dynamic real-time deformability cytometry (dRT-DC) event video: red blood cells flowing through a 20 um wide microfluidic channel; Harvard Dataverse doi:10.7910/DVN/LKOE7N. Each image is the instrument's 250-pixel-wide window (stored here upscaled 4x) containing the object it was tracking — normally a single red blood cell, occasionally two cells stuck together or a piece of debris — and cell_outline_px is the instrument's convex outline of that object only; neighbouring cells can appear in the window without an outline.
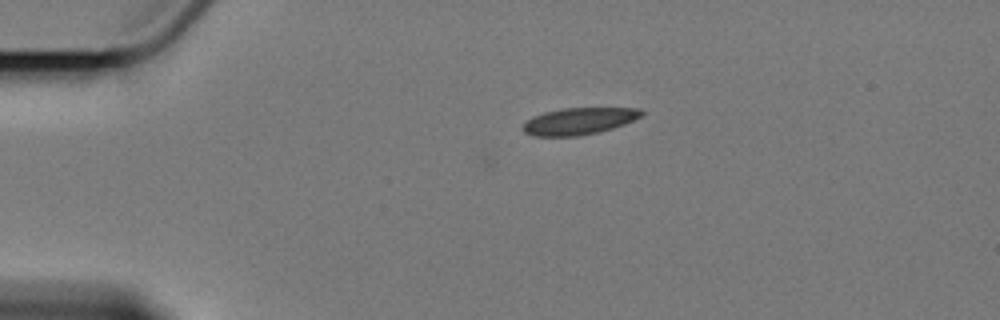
{"species": "Egyptian fruit bat (a non-hibernating species)", "species_latin": "Rousettus aegyptiacus", "temperature_condition": "cold", "stored_images_in_passage": 4, "camera_frame_rate_fps": 3000, "um_per_image_px": 0.085, "animal": {"sex": "female"}, "frame": {"image": 1, "passage_image": 3, "time_ms": 3.0, "image_size_px": [1000, 320], "cell_outline_px": [[644, 112], [640, 116], [624, 124], [612, 128], [596, 132], [576, 136], [536, 136], [524, 132], [524, 120], [532, 116], [544, 112], [564, 108], [640, 108]], "centroid_in_image_um": [49.18, 10.28], "position_along_channel_um": 35.8, "area_um2": 18.32}}